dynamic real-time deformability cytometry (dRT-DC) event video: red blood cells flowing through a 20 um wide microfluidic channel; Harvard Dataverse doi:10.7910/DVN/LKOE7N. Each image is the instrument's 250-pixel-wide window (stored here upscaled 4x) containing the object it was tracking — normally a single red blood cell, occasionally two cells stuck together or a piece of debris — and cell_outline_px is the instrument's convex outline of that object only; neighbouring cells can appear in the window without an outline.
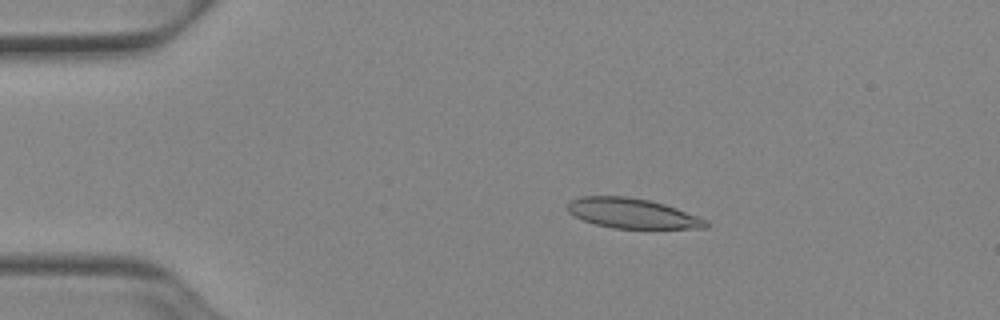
{"species": "Egyptian fruit bat (a non-hibernating species)", "species_latin": "Rousettus aegyptiacus", "temperature_condition": "cold", "stored_images_in_passage": 52, "camera_frame_rate_fps": 3000, "um_per_image_px": 0.085, "animal": {"sex": "female"}, "frame": {"image": 1, "passage_image": 10, "time_ms": 3.0, "image_size_px": [1000, 320], "cell_outline_px": [[708, 228], [612, 228], [596, 224], [584, 220], [568, 212], [568, 200], [580, 196], [624, 196], [648, 200], [664, 204], [676, 208], [708, 220]], "centroid_in_image_um": [53.73, 18.13], "position_along_channel_um": 31.3, "area_um2": 23.99}}
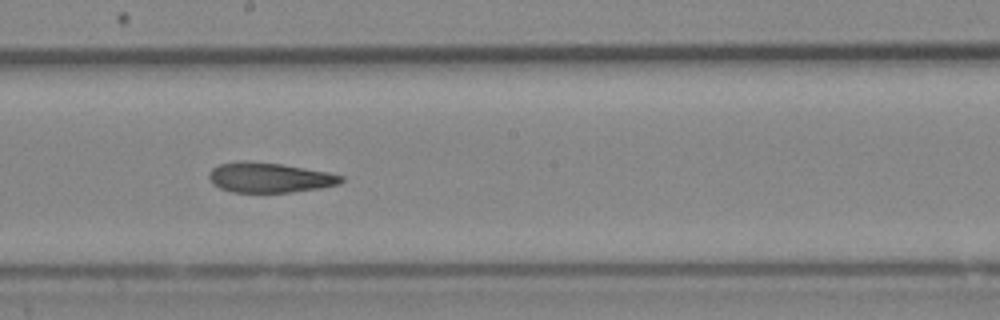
{"frame": {"image": 2, "passage_image": 29, "time_ms": 9.333, "image_size_px": [1000, 320], "cell_outline_px": [[344, 180], [340, 184], [320, 188], [292, 192], [232, 192], [220, 188], [212, 184], [208, 176], [208, 172], [212, 168], [220, 164], [240, 160], [248, 160], [280, 164], [328, 172], [344, 176]], "centroid_in_image_um": [22.89, 15.09], "position_along_channel_um": 225.3, "area_um2": 23.24}}
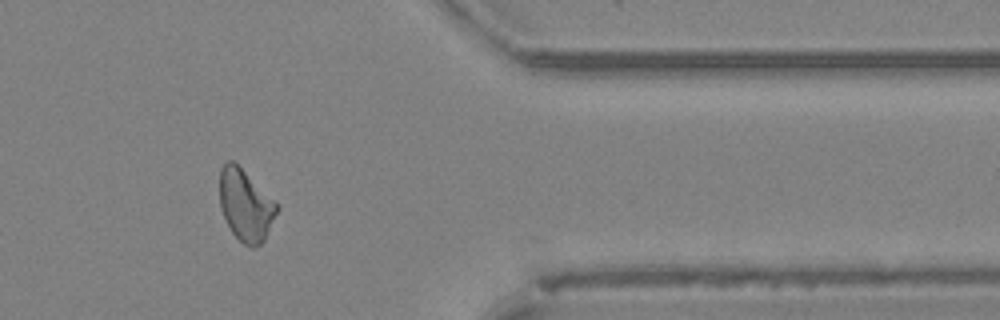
{"frame": {"image": 3, "passage_image": 43, "time_ms": 14.0, "image_size_px": [1000, 320], "cell_outline_px": [[280, 208], [264, 240], [260, 244], [252, 248], [244, 244], [232, 232], [220, 208], [220, 168], [228, 160], [232, 160], [276, 200]], "centroid_in_image_um": [20.9, 17.44], "position_along_channel_um": 390.5, "area_um2": 23.81}, "authors_computed_cell_mechanics": {"area_um2": 24.0448, "velocity_mm_per_s": 3.9217, "shape_relaxation_time_tau1_ms": null, "shape_relaxation_time_tau2_ms": 3.523, "deformation_change_tau1": null, "deformation_change_tau2": 0.1142}}